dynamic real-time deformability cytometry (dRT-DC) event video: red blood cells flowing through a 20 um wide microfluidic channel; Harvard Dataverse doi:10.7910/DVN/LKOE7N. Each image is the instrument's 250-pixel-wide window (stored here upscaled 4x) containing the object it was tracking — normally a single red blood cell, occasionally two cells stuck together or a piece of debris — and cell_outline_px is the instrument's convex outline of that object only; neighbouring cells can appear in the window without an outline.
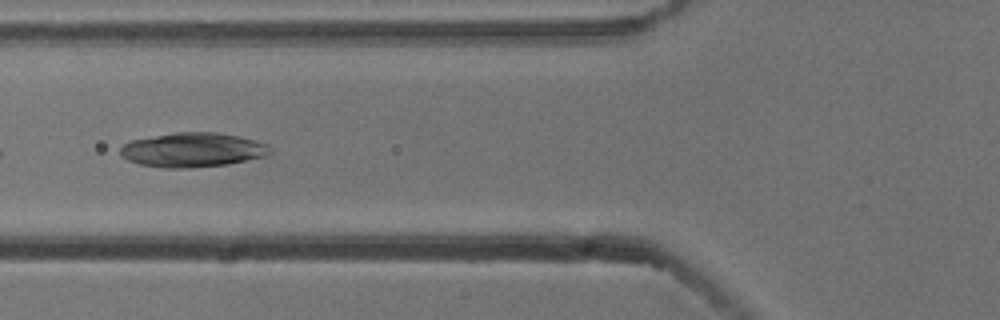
{"species": "common noctule bat (a hibernating species)", "species_latin": "Nyctalus noctula", "temperature_condition": "cold", "stored_images_in_passage": 31, "camera_frame_rate_fps": 3000, "um_per_image_px": 0.085, "animal": {"sex": "male", "body_mass_g": 13.3}, "frame": {"image": 1, "passage_image": 5, "time_ms": 1.333, "image_size_px": [1000, 320], "cell_outline_px": [[272, 152], [264, 156], [228, 164], [188, 168], [164, 168], [140, 164], [128, 160], [120, 156], [120, 148], [124, 144], [132, 140], [176, 132], [216, 132], [256, 140], [268, 144]], "centroid_in_image_um": [16.37, 12.74], "position_along_channel_um": 109.4, "area_um2": 29.88}}
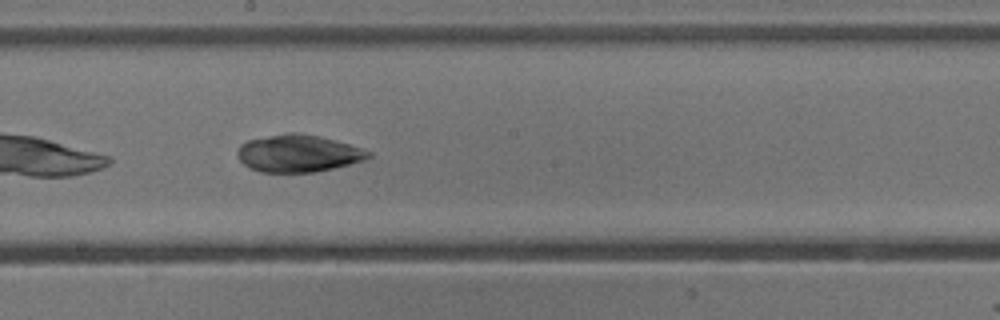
{"frame": {"image": 2, "passage_image": 14, "time_ms": 4.333, "image_size_px": [1000, 320], "cell_outline_px": [[372, 156], [364, 160], [316, 172], [260, 172], [244, 164], [240, 160], [236, 152], [240, 144], [248, 140], [288, 132], [296, 132], [320, 136], [348, 144], [372, 152]], "centroid_in_image_um": [25.33, 13.03], "position_along_channel_um": 222.9, "area_um2": 28.26}}
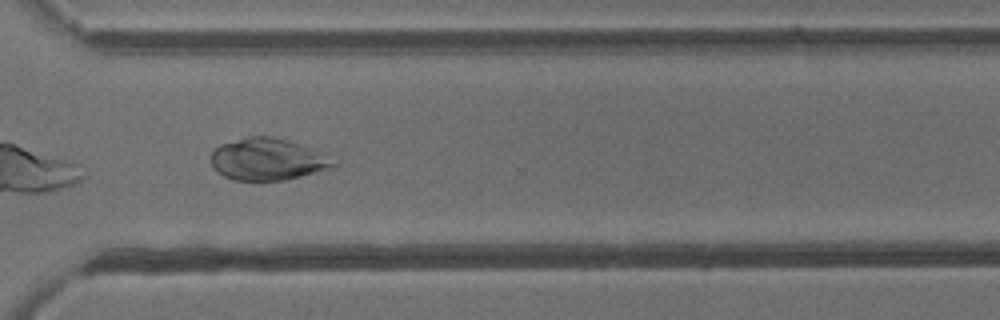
{"frame": {"image": 3, "passage_image": 24, "time_ms": 7.667, "image_size_px": [1000, 320], "cell_outline_px": [[336, 164], [332, 168], [284, 180], [232, 180], [224, 176], [212, 168], [212, 152], [220, 144], [248, 136], [272, 136], [324, 152]], "centroid_in_image_um": [22.73, 13.54], "position_along_channel_um": 347.9, "area_um2": 29.71}, "authors_computed_cell_mechanics": {"area_um2": 29.1312, "velocity_mm_per_s": 3.77, "shape_relaxation_time_tau1_ms": 7.4343, "shape_relaxation_time_tau2_ms": 2.6981, "deformation_change_tau1": 0.223, "deformation_change_tau2": 0.0478}}